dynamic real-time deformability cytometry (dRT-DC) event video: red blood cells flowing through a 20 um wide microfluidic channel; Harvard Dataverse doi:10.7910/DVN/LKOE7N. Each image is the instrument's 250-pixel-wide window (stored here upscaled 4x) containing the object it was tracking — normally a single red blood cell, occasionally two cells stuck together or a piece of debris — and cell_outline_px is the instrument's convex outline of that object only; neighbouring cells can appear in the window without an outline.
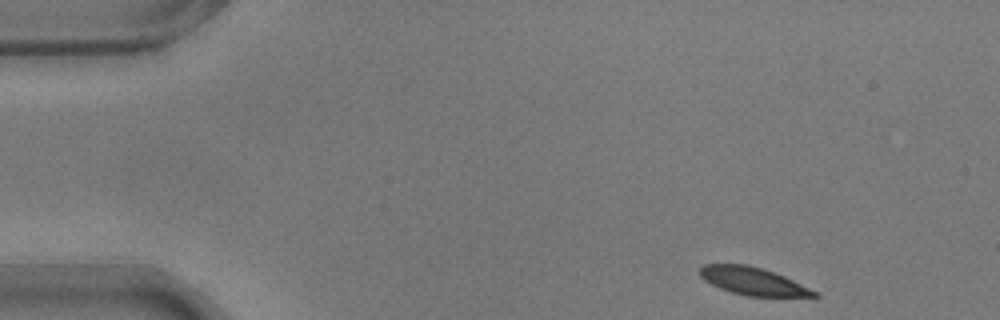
{"species": "common noctule bat (a hibernating species)", "species_latin": "Nyctalus noctula", "temperature_condition": "warm", "stored_images_in_passage": 10, "camera_frame_rate_fps": 3000, "um_per_image_px": 0.085, "animal": {"sex": "male", "body_mass_g": 17.9}, "frame": {"image": 1, "passage_image": 1, "time_ms": 0.0, "image_size_px": [1000, 320], "cell_outline_px": [[820, 296], [816, 300], [748, 296], [732, 292], [720, 288], [704, 280], [700, 276], [700, 268], [704, 264], [748, 264], [784, 276], [820, 292]], "centroid_in_image_um": [64.21, 23.97], "position_along_channel_um": 20.8, "area_um2": 19.31}}
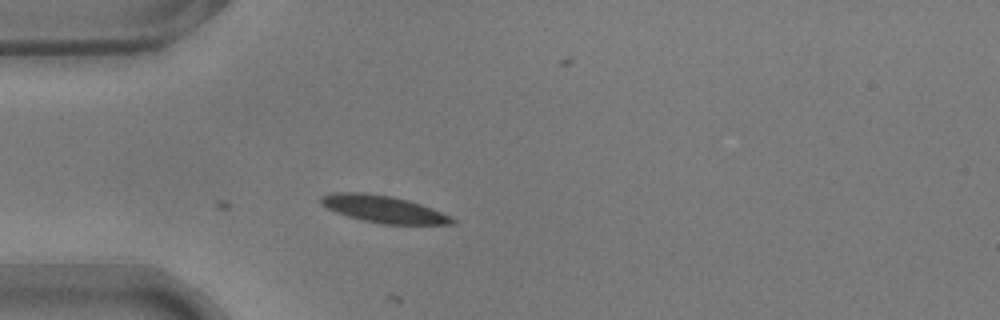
{"frame": {"image": 2, "passage_image": 10, "time_ms": 3.0, "image_size_px": [1000, 320], "cell_outline_px": [[456, 224], [380, 224], [348, 216], [336, 212], [320, 204], [320, 196], [332, 192], [364, 192], [392, 196], [408, 200], [432, 208], [456, 220]], "centroid_in_image_um": [32.55, 17.76], "position_along_channel_um": 52.4, "area_um2": 20.63}}